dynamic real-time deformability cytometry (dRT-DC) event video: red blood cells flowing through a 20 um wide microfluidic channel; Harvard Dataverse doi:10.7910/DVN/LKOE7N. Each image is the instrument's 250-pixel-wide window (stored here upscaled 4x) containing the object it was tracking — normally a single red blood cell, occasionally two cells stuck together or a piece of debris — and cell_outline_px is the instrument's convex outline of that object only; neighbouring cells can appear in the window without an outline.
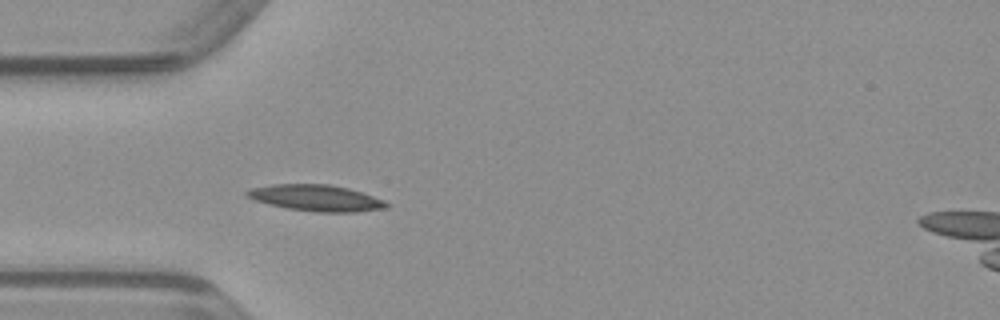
{"species": "common noctule bat (a hibernating species)", "species_latin": "Nyctalus noctula", "temperature_condition": "warm", "stored_images_in_passage": 37, "camera_frame_rate_fps": 3000, "um_per_image_px": 0.085, "animal": {"sex": "male", "body_mass_g": 23.1, "forearm_length_mm": 52.7}, "frame": {"image": 1, "passage_image": 4, "time_ms": 1.0, "image_size_px": [1000, 320], "cell_outline_px": [[392, 204], [384, 208], [356, 212], [316, 212], [288, 208], [268, 204], [244, 196], [244, 192], [252, 188], [272, 184], [328, 184], [348, 188], [384, 200]], "centroid_in_image_um": [26.85, 16.82], "position_along_channel_um": 58.1, "area_um2": 21.27}}
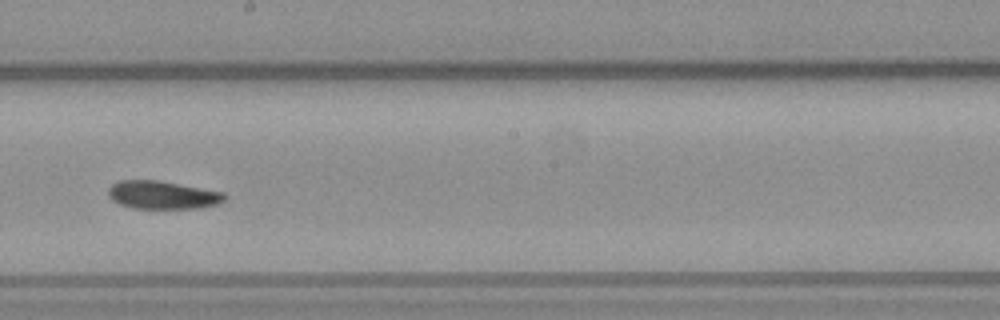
{"frame": {"image": 2, "passage_image": 17, "time_ms": 5.333, "image_size_px": [1000, 320], "cell_outline_px": [[228, 196], [220, 204], [200, 208], [132, 208], [120, 204], [112, 200], [108, 196], [108, 188], [112, 184], [120, 180], [160, 180], [224, 192]], "centroid_in_image_um": [13.84, 16.57], "position_along_channel_um": 234.4, "area_um2": 19.25}}
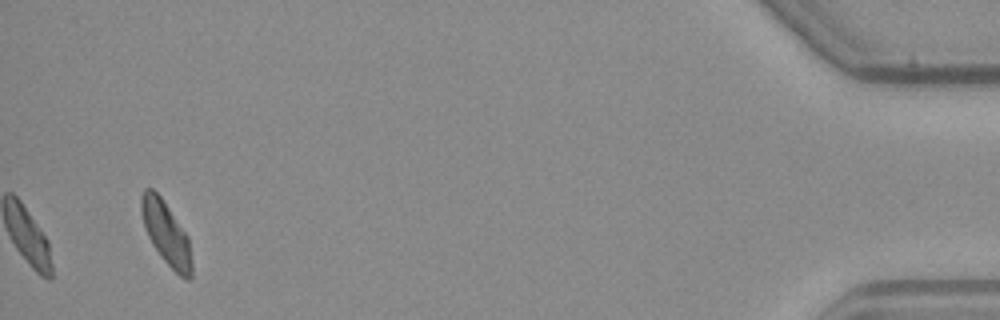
{"frame": {"image": 3, "passage_image": 37, "time_ms": 12.0, "image_size_px": [1000, 320], "cell_outline_px": [[192, 276], [188, 280], [184, 280], [164, 260], [152, 244], [144, 228], [140, 212], [140, 196], [144, 188], [152, 188], [160, 196], [188, 236], [192, 260]], "centroid_in_image_um": [14.11, 19.83], "position_along_channel_um": 421.1, "area_um2": 18.61}}